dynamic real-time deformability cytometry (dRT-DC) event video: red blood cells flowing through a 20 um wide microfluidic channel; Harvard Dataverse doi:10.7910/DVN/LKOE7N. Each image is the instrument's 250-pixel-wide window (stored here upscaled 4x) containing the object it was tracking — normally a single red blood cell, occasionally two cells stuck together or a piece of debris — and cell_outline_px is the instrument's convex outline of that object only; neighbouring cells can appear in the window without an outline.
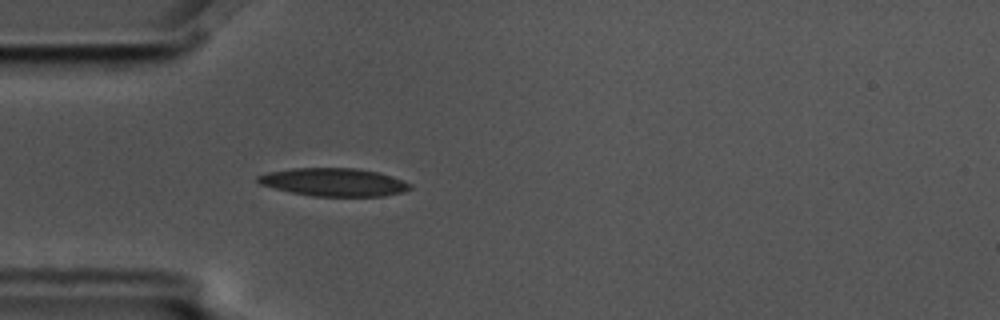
{"species": "common noctule bat (a hibernating species)", "species_latin": "Nyctalus noctula", "temperature_condition": "cold", "stored_images_in_passage": 4, "camera_frame_rate_fps": 3000, "um_per_image_px": 0.085, "animal": {"sex": "male", "body_mass_g": 17.5, "forearm_length_mm": 52.3}, "frame": {"image": 1, "passage_image": 4, "time_ms": 1.0, "image_size_px": [1000, 320], "cell_outline_px": [[412, 188], [404, 192], [384, 196], [312, 196], [292, 192], [260, 184], [256, 180], [256, 176], [268, 172], [292, 168], [356, 168], [380, 172], [412, 184]], "centroid_in_image_um": [28.4, 15.48], "position_along_channel_um": 56.6, "area_um2": 24.85}}